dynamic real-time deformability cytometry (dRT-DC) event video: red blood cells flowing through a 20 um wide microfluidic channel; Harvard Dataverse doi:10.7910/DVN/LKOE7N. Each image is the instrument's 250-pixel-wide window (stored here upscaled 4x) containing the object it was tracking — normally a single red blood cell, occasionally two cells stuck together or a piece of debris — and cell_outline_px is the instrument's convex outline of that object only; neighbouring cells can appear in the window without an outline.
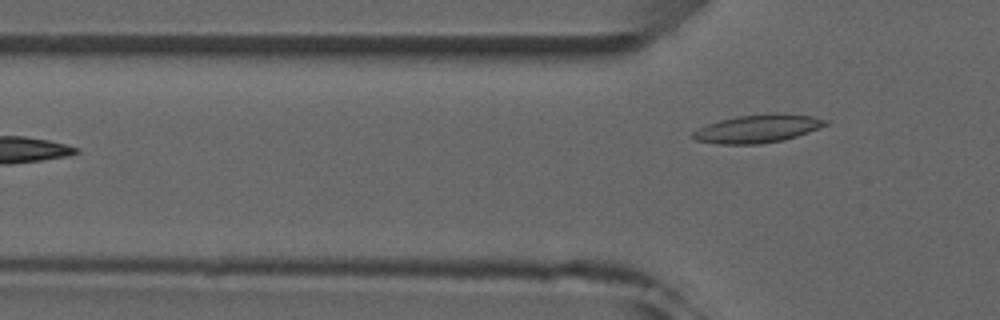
{"species": "common noctule bat (a hibernating species)", "species_latin": "Nyctalus noctula", "temperature_condition": "room temperature", "stored_images_in_passage": 5, "camera_frame_rate_fps": 3000, "um_per_image_px": 0.085, "animal": {"sex": "male", "forearm_length_mm": 52.5}, "frame": {"image": 1, "passage_image": 5, "time_ms": 5.667, "image_size_px": [1000, 320], "cell_outline_px": [[832, 120], [828, 124], [808, 132], [784, 140], [760, 144], [720, 144], [696, 140], [692, 136], [692, 132], [708, 124], [720, 120], [736, 116], [768, 112], [784, 112], [812, 116]], "centroid_in_image_um": [64.47, 10.91], "position_along_channel_um": 61.3, "area_um2": 22.02}}